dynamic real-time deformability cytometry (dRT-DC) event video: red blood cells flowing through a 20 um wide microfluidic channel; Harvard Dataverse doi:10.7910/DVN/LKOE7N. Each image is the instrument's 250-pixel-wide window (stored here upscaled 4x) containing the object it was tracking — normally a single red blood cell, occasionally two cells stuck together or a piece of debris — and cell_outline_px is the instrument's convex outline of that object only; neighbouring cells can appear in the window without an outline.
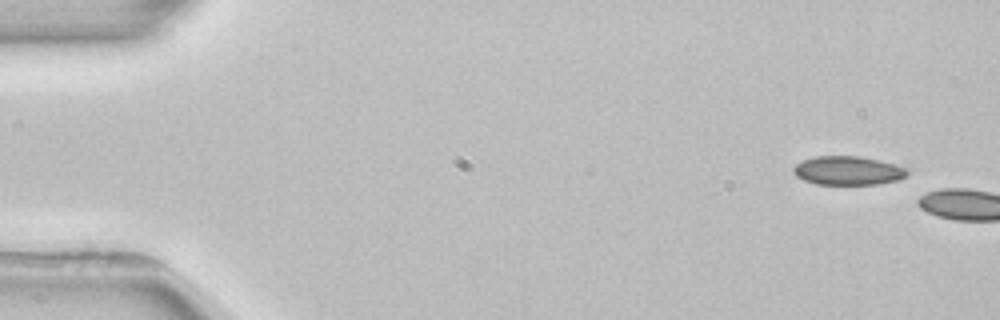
{"species": "common noctule bat (a hibernating species)", "species_latin": "Nyctalus noctula", "temperature_condition": "room temperature", "stored_images_in_passage": 4, "camera_frame_rate_fps": 3000, "um_per_image_px": 0.085, "animal": {"sex": "female", "body_mass_g": 22.7, "forearm_length_mm": 54.2}, "frame": {"image": 1, "passage_image": 1, "time_ms": 0.0, "image_size_px": [1000, 320], "cell_outline_px": [[908, 176], [900, 180], [876, 184], [816, 184], [804, 180], [796, 176], [792, 172], [792, 168], [796, 164], [804, 160], [816, 156], [860, 156], [880, 160], [904, 168], [908, 172]], "centroid_in_image_um": [72.06, 14.5], "position_along_channel_um": 12.9, "area_um2": 19.07}}